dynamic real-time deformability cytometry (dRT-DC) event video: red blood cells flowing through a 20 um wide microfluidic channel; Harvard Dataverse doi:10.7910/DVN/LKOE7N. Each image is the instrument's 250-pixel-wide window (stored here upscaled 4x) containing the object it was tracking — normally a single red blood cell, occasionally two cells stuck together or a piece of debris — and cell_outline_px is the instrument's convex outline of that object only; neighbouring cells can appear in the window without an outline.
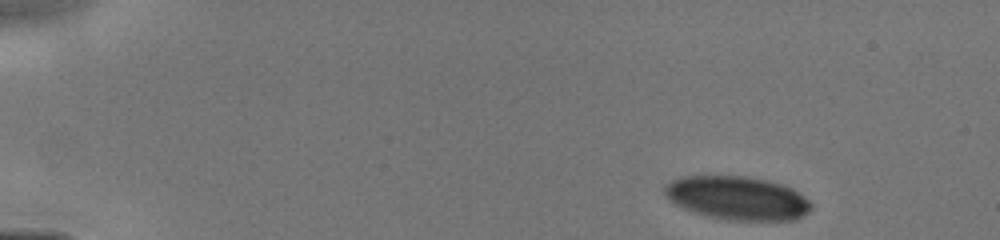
{"species": "human", "species_latin": "Homo sapiens", "temperature_condition": "cold", "stored_images_in_passage": 10, "camera_frame_rate_fps": 3000, "um_per_image_px": 0.085, "donor": {"sex": "male"}, "frame": {"image": 1, "passage_image": 1, "time_ms": 0.0, "image_size_px": [1000, 240], "cell_outline_px": [[812, 208], [804, 216], [796, 220], [728, 220], [708, 216], [692, 212], [668, 200], [664, 192], [664, 184], [680, 176], [744, 176], [768, 180], [784, 184], [792, 188], [804, 196], [812, 204]], "centroid_in_image_um": [62.67, 16.83], "position_along_channel_um": 22.3, "area_um2": 37.51}}
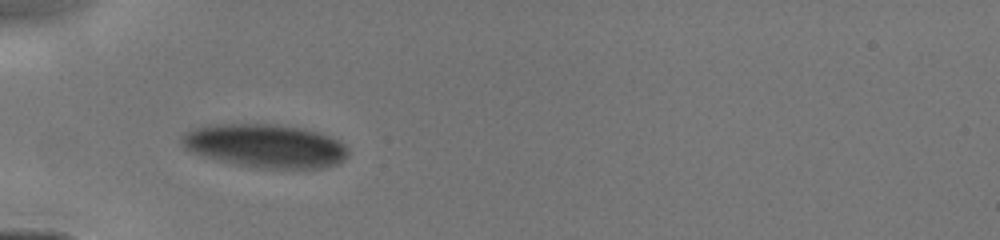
{"frame": {"image": 2, "passage_image": 9, "time_ms": 3.333, "image_size_px": [1000, 240], "cell_outline_px": [[348, 156], [344, 160], [328, 168], [260, 168], [220, 160], [204, 156], [192, 152], [184, 148], [180, 140], [180, 136], [184, 132], [192, 128], [204, 124], [276, 124], [304, 128], [320, 132], [340, 140], [348, 148]], "centroid_in_image_um": [22.56, 12.38], "position_along_channel_um": 62.4, "area_um2": 42.6}}